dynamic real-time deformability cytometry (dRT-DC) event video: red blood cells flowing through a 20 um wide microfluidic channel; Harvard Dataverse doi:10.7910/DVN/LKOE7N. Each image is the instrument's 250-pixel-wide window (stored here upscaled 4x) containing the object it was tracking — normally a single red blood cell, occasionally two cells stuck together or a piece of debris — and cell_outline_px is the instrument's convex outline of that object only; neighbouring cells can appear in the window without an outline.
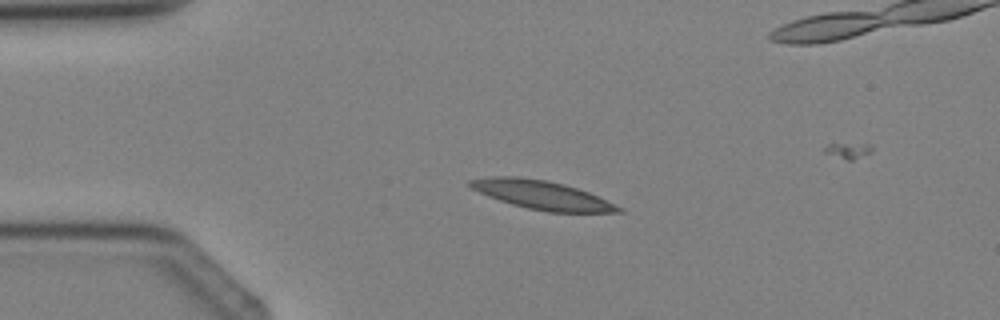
{"species": "Egyptian fruit bat (a non-hibernating species)", "species_latin": "Rousettus aegyptiacus", "temperature_condition": "cold", "stored_images_in_passage": 4, "camera_frame_rate_fps": 3000, "um_per_image_px": 0.085, "animal": {"sex": "female"}, "frame": {"image": 1, "passage_image": 3, "time_ms": 2.333, "image_size_px": [1000, 320], "cell_outline_px": [[624, 212], [548, 212], [528, 208], [512, 204], [488, 196], [472, 188], [468, 184], [468, 180], [488, 176], [516, 176], [544, 180], [564, 184], [588, 192], [624, 208]], "centroid_in_image_um": [46.05, 16.57], "position_along_channel_um": 38.9, "area_um2": 24.57}}